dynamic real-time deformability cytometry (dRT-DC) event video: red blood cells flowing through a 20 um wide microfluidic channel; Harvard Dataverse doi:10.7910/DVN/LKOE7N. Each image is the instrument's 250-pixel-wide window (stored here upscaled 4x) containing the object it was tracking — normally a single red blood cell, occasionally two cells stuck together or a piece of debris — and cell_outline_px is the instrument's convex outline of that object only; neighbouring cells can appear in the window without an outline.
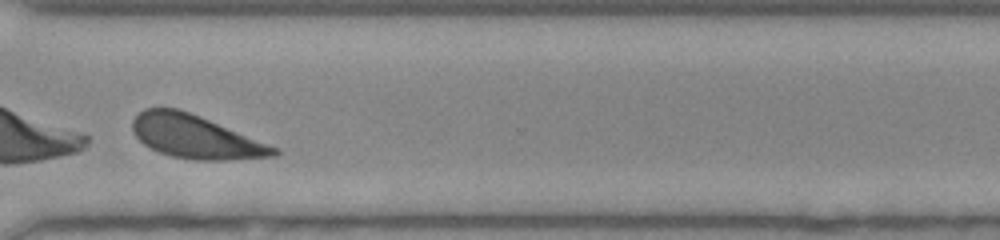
{"species": "human", "species_latin": "Homo sapiens", "temperature_condition": "room temperature", "stored_images_in_passage": 32, "camera_frame_rate_fps": 3000, "um_per_image_px": 0.085, "donor": {"sex": "female"}, "frame": {"image": 1, "passage_image": 28, "time_ms": 9.0, "image_size_px": [1000, 240], "cell_outline_px": [[280, 152], [276, 156], [228, 160], [196, 160], [172, 156], [160, 152], [144, 144], [132, 132], [132, 120], [144, 108], [176, 108], [188, 112], [280, 148]], "centroid_in_image_um": [16.63, 11.64], "position_along_channel_um": 354.0, "area_um2": 35.26}}